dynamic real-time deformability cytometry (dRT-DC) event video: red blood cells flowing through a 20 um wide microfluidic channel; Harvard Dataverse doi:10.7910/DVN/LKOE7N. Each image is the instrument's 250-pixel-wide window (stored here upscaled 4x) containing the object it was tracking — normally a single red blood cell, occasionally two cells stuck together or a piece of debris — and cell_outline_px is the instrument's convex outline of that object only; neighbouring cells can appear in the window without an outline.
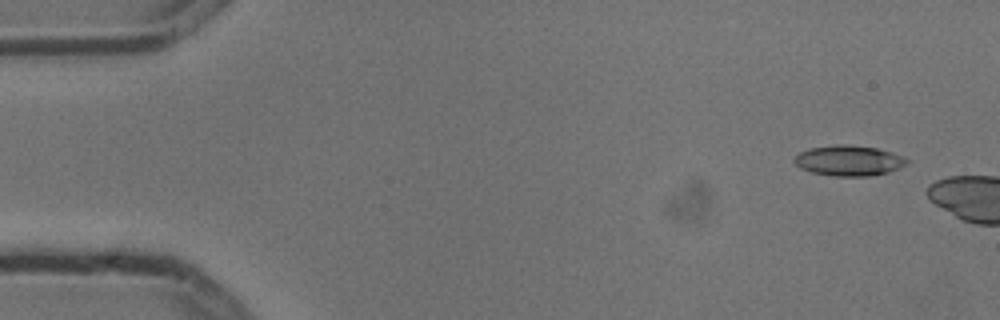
{"species": "common noctule bat (a hibernating species)", "species_latin": "Nyctalus noctula", "temperature_condition": "cold", "stored_images_in_passage": 2, "camera_frame_rate_fps": 3000, "um_per_image_px": 0.085, "animal": {"sex": "male", "body_mass_g": 13.3}, "frame": {"image": 1, "passage_image": 1, "time_ms": 0.0, "image_size_px": [1000, 320], "cell_outline_px": [[908, 164], [900, 168], [888, 172], [872, 176], [832, 176], [812, 172], [800, 168], [792, 160], [800, 152], [808, 148], [836, 144], [844, 144], [876, 148], [892, 152], [908, 160]], "centroid_in_image_um": [72.14, 13.65], "position_along_channel_um": 12.9, "area_um2": 20.0}}